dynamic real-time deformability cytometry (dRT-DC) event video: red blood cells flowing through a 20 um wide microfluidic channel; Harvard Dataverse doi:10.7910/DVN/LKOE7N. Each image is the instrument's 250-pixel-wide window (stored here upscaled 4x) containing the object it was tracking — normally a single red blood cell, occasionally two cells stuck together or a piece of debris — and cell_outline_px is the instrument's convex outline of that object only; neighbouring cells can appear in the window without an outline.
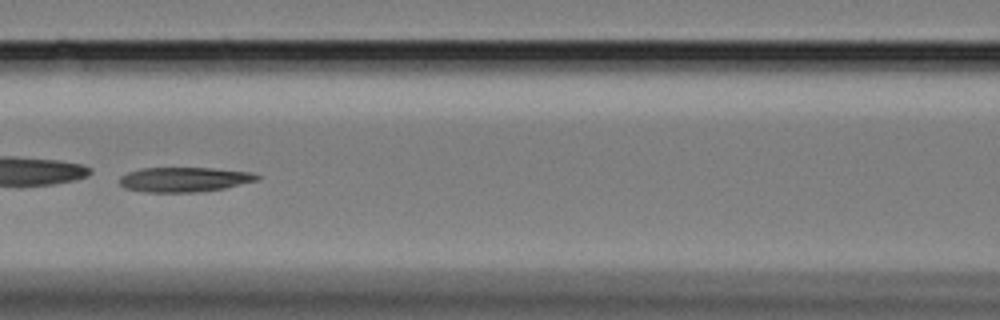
{"species": "Egyptian fruit bat (a non-hibernating species)", "species_latin": "Rousettus aegyptiacus", "temperature_condition": "cold", "stored_images_in_passage": 59, "camera_frame_rate_fps": 3000, "um_per_image_px": 0.085, "animal": {"sex": "female"}, "frame": {"image": 1, "passage_image": 26, "time_ms": 8.333, "image_size_px": [1000, 320], "cell_outline_px": [[260, 180], [224, 188], [200, 192], [148, 192], [124, 188], [120, 184], [120, 176], [128, 172], [140, 168], [212, 168], [252, 172], [260, 176]], "centroid_in_image_um": [15.68, 15.25], "position_along_channel_um": 150.9, "area_um2": 19.88}, "authors_computed_cell_mechanics": {"area_um2": 22.1374, "velocity_mm_per_s": 3.2679, "shape_relaxation_time_tau1_ms": 1.973, "shape_relaxation_time_tau2_ms": null, "deformation_change_tau1": 0.2239, "deformation_change_tau2": null}}